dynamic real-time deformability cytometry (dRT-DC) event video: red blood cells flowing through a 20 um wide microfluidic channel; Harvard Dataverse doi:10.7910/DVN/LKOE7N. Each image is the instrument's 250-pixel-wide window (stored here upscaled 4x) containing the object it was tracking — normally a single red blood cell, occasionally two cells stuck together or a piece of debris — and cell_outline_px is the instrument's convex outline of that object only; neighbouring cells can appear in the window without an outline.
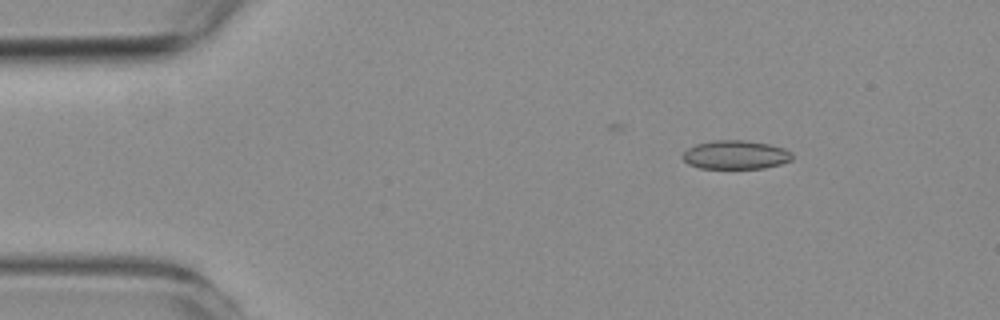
{"species": "common noctule bat (a hibernating species)", "species_latin": "Nyctalus noctula", "temperature_condition": "room temperature", "stored_images_in_passage": 15, "camera_frame_rate_fps": 3000, "um_per_image_px": 0.085, "animal": {"sex": "female", "body_mass_g": 19.3, "forearm_length_mm": 54.1}, "frame": {"image": 1, "passage_image": 8, "time_ms": 2.333, "image_size_px": [1000, 320], "cell_outline_px": [[792, 160], [780, 164], [764, 168], [700, 168], [688, 164], [684, 160], [684, 152], [688, 148], [696, 144], [712, 140], [744, 140], [768, 144], [784, 148], [792, 152]], "centroid_in_image_um": [62.54, 13.15], "position_along_channel_um": 22.5, "area_um2": 18.26}}